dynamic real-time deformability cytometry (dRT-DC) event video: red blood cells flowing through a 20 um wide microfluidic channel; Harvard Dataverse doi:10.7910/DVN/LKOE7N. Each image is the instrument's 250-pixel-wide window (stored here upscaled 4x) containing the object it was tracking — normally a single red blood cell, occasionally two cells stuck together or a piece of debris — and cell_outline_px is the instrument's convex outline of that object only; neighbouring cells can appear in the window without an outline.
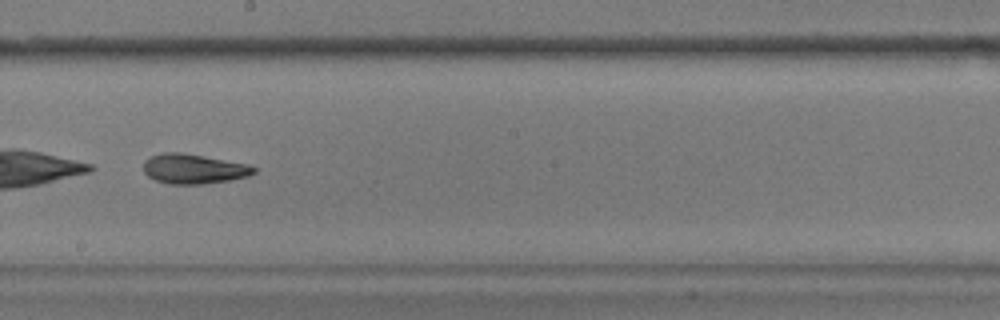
{"species": "common noctule bat (a hibernating species)", "species_latin": "Nyctalus noctula", "temperature_condition": "warm", "stored_images_in_passage": 42, "camera_frame_rate_fps": 3000, "um_per_image_px": 0.085, "animal": {"sex": "male", "body_mass_g": 17.9}, "frame": {"image": 1, "passage_image": 20, "time_ms": 6.333, "image_size_px": [1000, 320], "cell_outline_px": [[256, 172], [248, 176], [228, 180], [204, 184], [168, 184], [156, 180], [148, 176], [144, 172], [144, 160], [152, 156], [164, 152], [180, 152], [204, 156], [248, 164], [256, 168]], "centroid_in_image_um": [16.46, 14.35], "position_along_channel_um": 231.7, "area_um2": 19.07}, "authors_computed_cell_mechanics": {"area_um2": 19.7965, "velocity_mm_per_s": 3.6736, "shape_relaxation_time_tau1_ms": null, "shape_relaxation_time_tau2_ms": 3.0968, "deformation_change_tau1": null, "deformation_change_tau2": 0.0992}}